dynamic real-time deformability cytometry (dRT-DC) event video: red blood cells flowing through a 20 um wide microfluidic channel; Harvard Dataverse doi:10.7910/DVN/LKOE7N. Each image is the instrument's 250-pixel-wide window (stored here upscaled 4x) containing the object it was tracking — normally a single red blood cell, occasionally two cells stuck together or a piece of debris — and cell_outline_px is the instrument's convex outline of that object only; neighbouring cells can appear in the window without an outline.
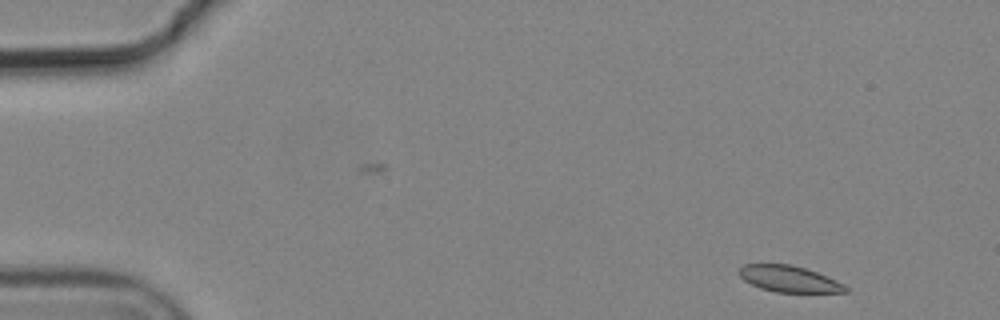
{"species": "common noctule bat (a hibernating species)", "species_latin": "Nyctalus noctula", "temperature_condition": "cold", "stored_images_in_passage": 6, "camera_frame_rate_fps": 3000, "um_per_image_px": 0.085, "animal": {"sex": "male", "body_mass_g": 19.2, "forearm_length_mm": 51.8}, "frame": {"image": 1, "passage_image": 1, "time_ms": 0.0, "image_size_px": [1000, 320], "cell_outline_px": [[848, 292], [776, 292], [760, 288], [744, 280], [740, 276], [740, 268], [744, 264], [788, 264], [804, 268], [816, 272], [836, 280], [844, 284], [848, 288]], "centroid_in_image_um": [67.08, 23.71], "position_along_channel_um": 17.9, "area_um2": 16.07}}
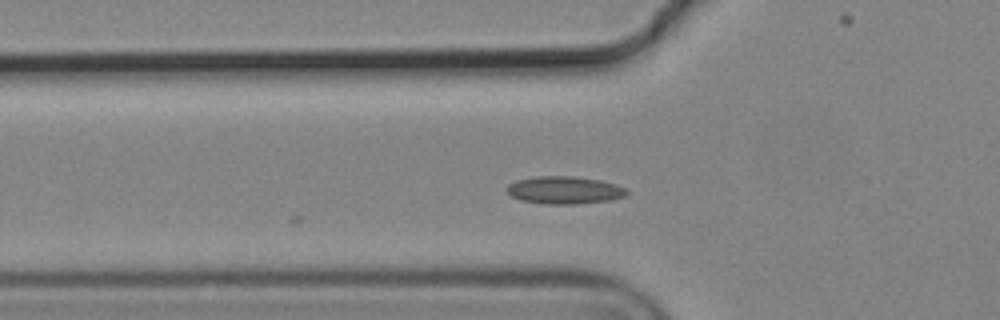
{"frame": {"image": 2, "passage_image": 5, "time_ms": 1.333, "image_size_px": [1000, 320], "cell_outline_px": [[628, 192], [624, 196], [608, 200], [576, 204], [544, 204], [520, 200], [512, 196], [508, 192], [508, 184], [516, 180], [536, 176], [572, 176], [600, 180], [616, 184], [624, 188]], "centroid_in_image_um": [47.95, 16.16], "position_along_channel_um": 77.8, "area_um2": 19.13}}